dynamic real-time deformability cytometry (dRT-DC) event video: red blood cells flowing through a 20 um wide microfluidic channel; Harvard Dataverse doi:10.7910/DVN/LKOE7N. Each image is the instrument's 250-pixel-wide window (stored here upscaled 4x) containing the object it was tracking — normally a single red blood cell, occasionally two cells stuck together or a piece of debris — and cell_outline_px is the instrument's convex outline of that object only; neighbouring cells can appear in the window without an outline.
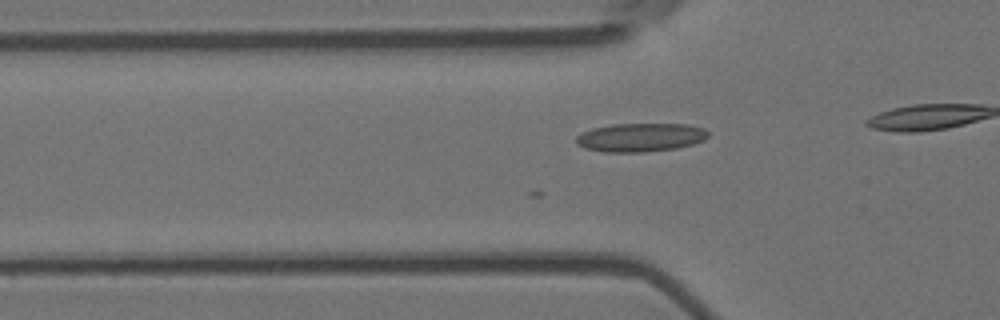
{"species": "Egyptian fruit bat (a non-hibernating species)", "species_latin": "Rousettus aegyptiacus", "temperature_condition": "room temperature", "stored_images_in_passage": 7, "camera_frame_rate_fps": 3000, "um_per_image_px": 0.085, "animal": {"sex": "female"}, "frame": {"image": 1, "passage_image": 2, "time_ms": 0.333, "image_size_px": [1000, 320], "cell_outline_px": [[708, 136], [704, 140], [692, 144], [676, 148], [644, 152], [604, 152], [584, 148], [576, 144], [576, 136], [580, 132], [592, 128], [612, 124], [688, 124], [704, 128], [708, 132]], "centroid_in_image_um": [54.41, 11.67], "position_along_channel_um": 71.4, "area_um2": 22.14}}